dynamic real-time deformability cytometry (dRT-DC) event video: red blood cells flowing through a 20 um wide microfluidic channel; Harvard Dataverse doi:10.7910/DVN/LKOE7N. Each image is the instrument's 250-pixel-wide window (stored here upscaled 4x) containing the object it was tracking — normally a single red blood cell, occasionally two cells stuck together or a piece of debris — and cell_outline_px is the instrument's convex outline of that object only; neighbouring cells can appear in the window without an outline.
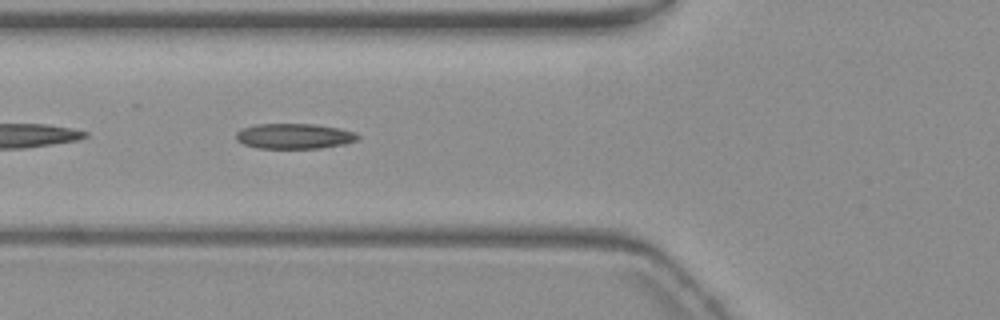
{"species": "common noctule bat (a hibernating species)", "species_latin": "Nyctalus noctula", "temperature_condition": "warm", "stored_images_in_passage": 10, "camera_frame_rate_fps": 3000, "um_per_image_px": 0.085, "animal": {"sex": "female", "body_mass_g": 19.3, "forearm_length_mm": 54.1}, "frame": {"image": 1, "passage_image": 4, "time_ms": 1.0, "image_size_px": [1000, 320], "cell_outline_px": [[360, 140], [344, 144], [320, 148], [256, 148], [244, 144], [236, 140], [236, 132], [240, 128], [256, 124], [316, 124], [340, 128], [356, 132], [360, 136]], "centroid_in_image_um": [25.03, 11.57], "position_along_channel_um": 100.8, "area_um2": 18.21}}